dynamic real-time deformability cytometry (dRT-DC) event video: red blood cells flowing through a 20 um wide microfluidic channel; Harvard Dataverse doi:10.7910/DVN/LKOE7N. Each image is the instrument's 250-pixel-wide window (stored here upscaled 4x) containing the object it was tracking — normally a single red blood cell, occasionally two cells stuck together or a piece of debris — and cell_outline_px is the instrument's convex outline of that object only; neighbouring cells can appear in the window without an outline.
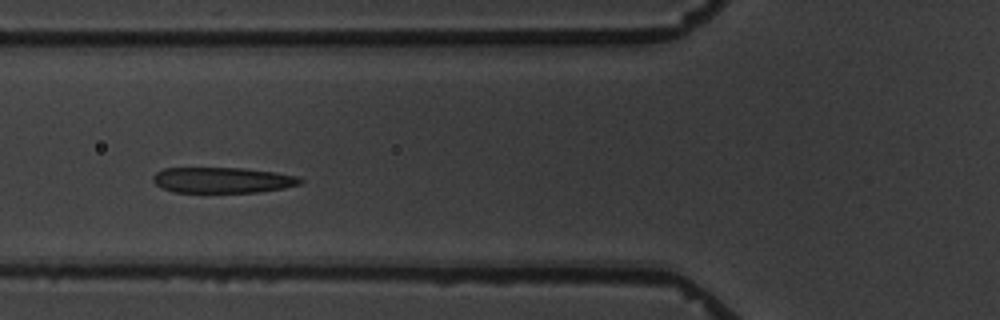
{"species": "common noctule bat (a hibernating species)", "species_latin": "Nyctalus noctula", "temperature_condition": "warm", "stored_images_in_passage": 7, "camera_frame_rate_fps": 3000, "um_per_image_px": 0.085, "animal": {"sex": "male", "body_mass_g": 19.5, "forearm_length_mm": 54.6}, "frame": {"image": 1, "passage_image": 4, "time_ms": 3.667, "image_size_px": [1000, 320], "cell_outline_px": [[304, 180], [300, 184], [284, 188], [256, 192], [176, 192], [164, 188], [156, 184], [152, 180], [152, 176], [156, 172], [164, 168], [244, 168], [300, 176]], "centroid_in_image_um": [18.93, 15.3], "position_along_channel_um": 106.9, "area_um2": 21.96}}
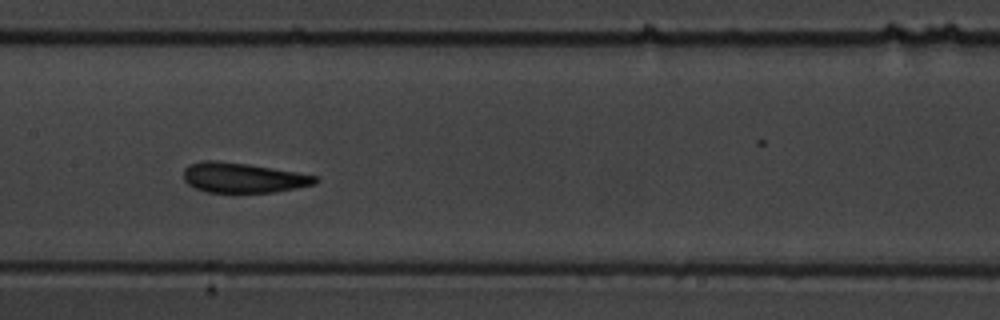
{"frame": {"image": 2, "passage_image": 6, "time_ms": 6.0, "image_size_px": [1000, 320], "cell_outline_px": [[320, 180], [316, 184], [296, 188], [272, 192], [208, 192], [196, 188], [188, 184], [184, 180], [184, 168], [188, 164], [200, 160], [216, 160], [248, 164], [320, 176]], "centroid_in_image_um": [20.66, 15.09], "position_along_channel_um": 186.7, "area_um2": 23.12}}
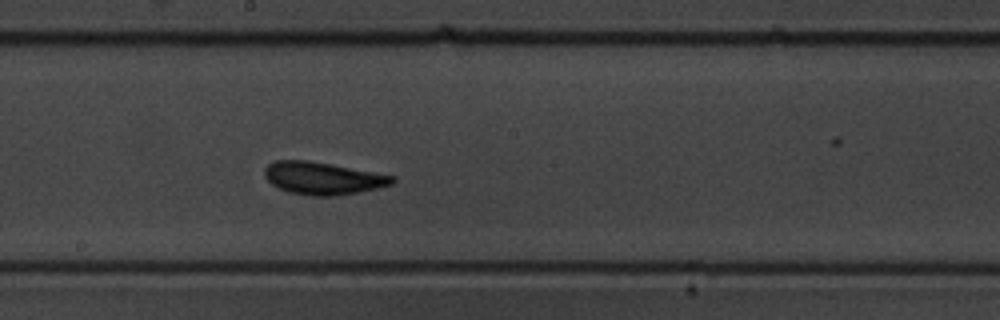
{"frame": {"image": 3, "passage_image": 7, "time_ms": 7.0, "image_size_px": [1000, 320], "cell_outline_px": [[396, 180], [392, 184], [360, 192], [336, 196], [308, 196], [288, 192], [272, 184], [264, 176], [264, 168], [268, 164], [276, 160], [308, 160], [396, 176]], "centroid_in_image_um": [27.43, 15.15], "position_along_channel_um": 220.8, "area_um2": 24.22}}